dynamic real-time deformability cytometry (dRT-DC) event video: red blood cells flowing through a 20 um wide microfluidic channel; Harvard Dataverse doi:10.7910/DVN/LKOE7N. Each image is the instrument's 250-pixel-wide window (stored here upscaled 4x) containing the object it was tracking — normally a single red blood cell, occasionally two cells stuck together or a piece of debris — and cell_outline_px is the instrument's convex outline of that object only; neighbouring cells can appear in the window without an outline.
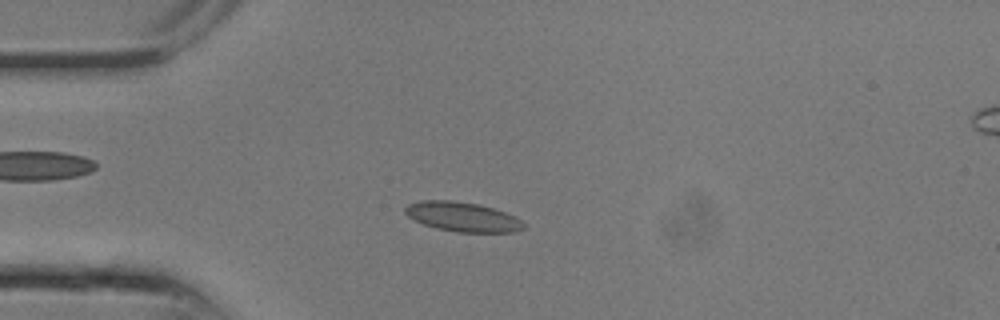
{"species": "common noctule bat (a hibernating species)", "species_latin": "Nyctalus noctula", "temperature_condition": "room temperature", "stored_images_in_passage": 7, "camera_frame_rate_fps": 3000, "um_per_image_px": 0.085, "animal": {"sex": "male", "body_mass_g": 13.3}, "frame": {"image": 1, "passage_image": 5, "time_ms": 1.333, "image_size_px": [1000, 320], "cell_outline_px": [[524, 228], [516, 232], [456, 232], [436, 228], [424, 224], [408, 216], [404, 212], [404, 208], [408, 204], [420, 200], [448, 200], [480, 204], [516, 216], [524, 224]], "centroid_in_image_um": [39.31, 18.43], "position_along_channel_um": 45.7, "area_um2": 20.35}}